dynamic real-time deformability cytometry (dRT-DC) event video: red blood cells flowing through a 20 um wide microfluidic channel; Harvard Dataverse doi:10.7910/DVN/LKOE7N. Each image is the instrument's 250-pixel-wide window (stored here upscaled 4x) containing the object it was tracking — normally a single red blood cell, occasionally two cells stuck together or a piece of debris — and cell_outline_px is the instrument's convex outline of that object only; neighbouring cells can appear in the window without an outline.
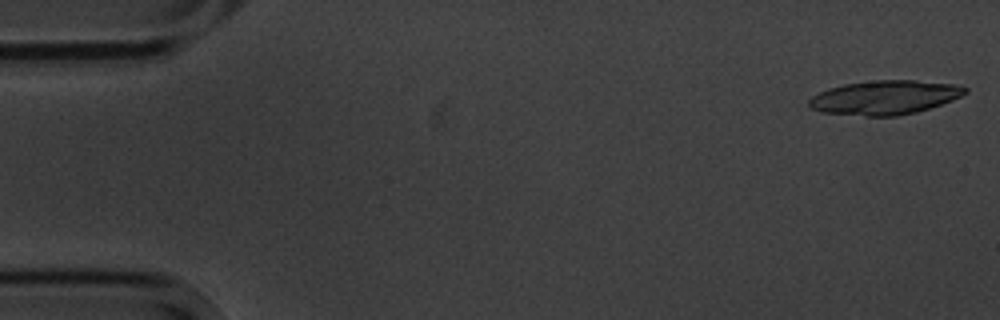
{"species": "common noctule bat (a hibernating species)", "species_latin": "Nyctalus noctula", "temperature_condition": "cold", "stored_images_in_passage": 6, "segment_of_instrument_passage": [2, 2], "camera_frame_rate_fps": 3000, "um_per_image_px": 0.085, "animal": {"sex": "male", "body_mass_g": 20.1, "forearm_length_mm": 53.5}, "frame": {"image": 1, "passage_image": 6, "time_ms": 6.667, "image_size_px": [1000, 320], "cell_outline_px": [[968, 92], [952, 100], [916, 112], [896, 116], [864, 116], [820, 112], [812, 108], [808, 104], [808, 100], [812, 96], [828, 88], [844, 84], [876, 80], [916, 80], [952, 84], [968, 88]], "centroid_in_image_um": [75.18, 8.28], "position_along_channel_um": 9.8, "area_um2": 30.87}}